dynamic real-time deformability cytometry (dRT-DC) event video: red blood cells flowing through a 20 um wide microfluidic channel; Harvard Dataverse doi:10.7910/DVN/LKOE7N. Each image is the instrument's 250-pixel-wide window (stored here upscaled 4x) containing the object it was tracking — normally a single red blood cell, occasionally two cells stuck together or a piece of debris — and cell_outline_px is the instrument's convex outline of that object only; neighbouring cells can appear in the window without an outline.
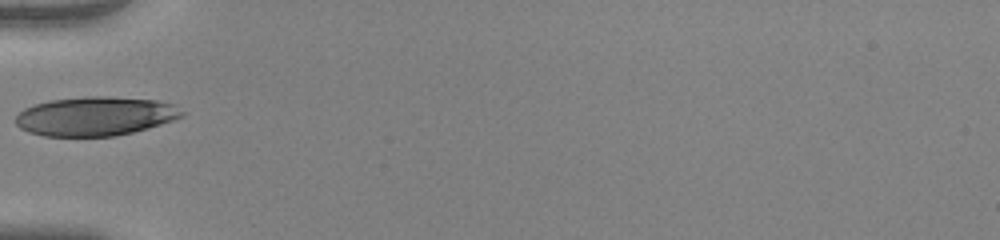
{"species": "human", "species_latin": "Homo sapiens", "temperature_condition": "warm", "stored_images_in_passage": 8, "camera_frame_rate_fps": 3000, "um_per_image_px": 0.085, "donor": {"sex": "female"}, "frame": {"image": 1, "passage_image": 1, "time_ms": 0.0, "image_size_px": [1000, 240], "cell_outline_px": [[184, 116], [148, 128], [116, 136], [44, 136], [28, 132], [20, 128], [16, 124], [16, 116], [24, 108], [36, 104], [52, 100], [88, 96], [104, 96], [156, 100], [176, 104], [184, 112]], "centroid_in_image_um": [8.12, 9.88], "position_along_channel_um": 76.9, "area_um2": 37.8}}
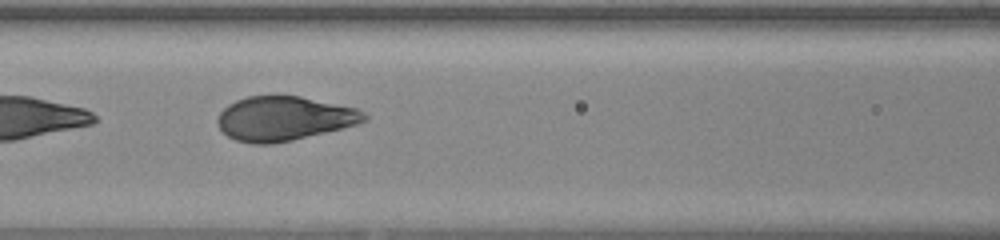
{"frame": {"image": 2, "passage_image": 6, "time_ms": 1.667, "image_size_px": [1000, 240], "cell_outline_px": [[368, 120], [356, 124], [292, 140], [272, 144], [252, 144], [236, 140], [228, 136], [216, 124], [216, 120], [220, 112], [228, 104], [236, 100], [248, 96], [300, 96], [356, 108], [364, 112], [368, 116]], "centroid_in_image_um": [24.11, 10.07], "position_along_channel_um": 142.5, "area_um2": 37.63}}